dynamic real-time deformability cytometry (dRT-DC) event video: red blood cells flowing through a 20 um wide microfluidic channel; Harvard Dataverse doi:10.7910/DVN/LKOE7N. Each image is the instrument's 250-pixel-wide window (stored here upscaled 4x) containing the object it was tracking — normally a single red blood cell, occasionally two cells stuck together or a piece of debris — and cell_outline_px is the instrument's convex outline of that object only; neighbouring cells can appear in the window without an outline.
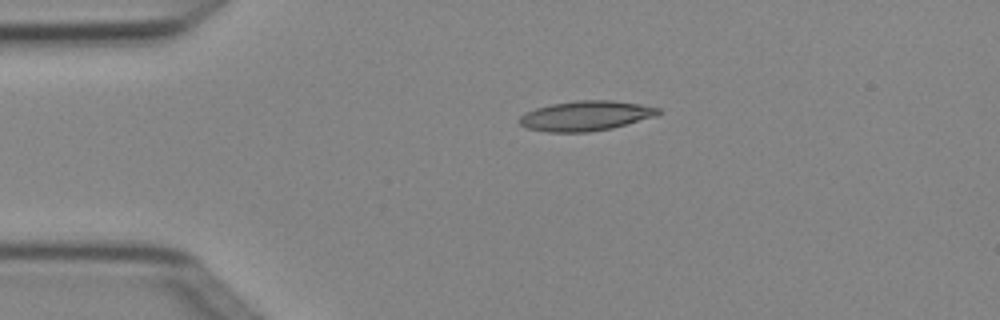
{"species": "Egyptian fruit bat (a non-hibernating species)", "species_latin": "Rousettus aegyptiacus", "temperature_condition": "cold", "stored_images_in_passage": 3, "camera_frame_rate_fps": 3000, "um_per_image_px": 0.085, "animal": {"sex": "female"}, "frame": {"image": 1, "passage_image": 3, "time_ms": 0.667, "image_size_px": [1000, 320], "cell_outline_px": [[664, 112], [656, 116], [612, 128], [588, 132], [548, 132], [528, 128], [520, 124], [516, 120], [524, 112], [536, 108], [552, 104], [576, 100], [612, 100], [640, 104], [660, 108]], "centroid_in_image_um": [49.79, 9.84], "position_along_channel_um": 35.2, "area_um2": 24.33}}